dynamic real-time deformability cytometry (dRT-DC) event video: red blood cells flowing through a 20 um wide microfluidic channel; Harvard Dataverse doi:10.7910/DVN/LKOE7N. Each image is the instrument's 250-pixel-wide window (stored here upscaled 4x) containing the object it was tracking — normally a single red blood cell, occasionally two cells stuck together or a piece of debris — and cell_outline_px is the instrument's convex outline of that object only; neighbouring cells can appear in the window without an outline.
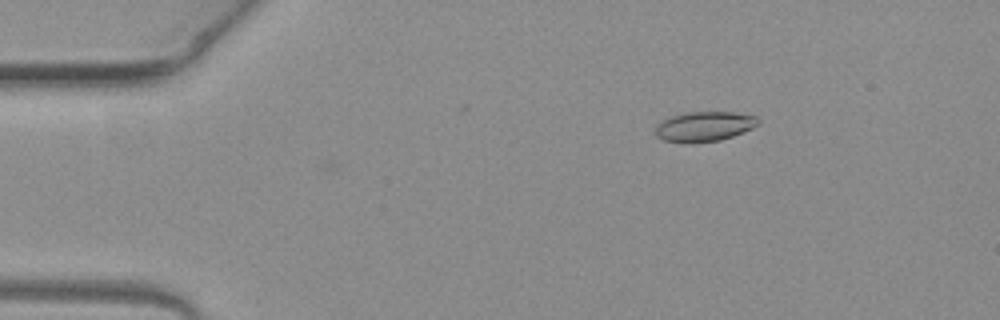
{"species": "common noctule bat (a hibernating species)", "species_latin": "Nyctalus noctula", "temperature_condition": "warm", "stored_images_in_passage": 3, "camera_frame_rate_fps": 3000, "um_per_image_px": 0.085, "animal": {"sex": "female", "body_mass_g": 19.3, "forearm_length_mm": 54.1}, "frame": {"image": 1, "passage_image": 1, "time_ms": 0.0, "image_size_px": [1000, 320], "cell_outline_px": [[760, 124], [752, 128], [732, 136], [720, 140], [692, 144], [684, 144], [664, 140], [656, 136], [656, 124], [672, 116], [688, 112], [732, 112], [756, 116], [760, 120]], "centroid_in_image_um": [59.86, 10.77], "position_along_channel_um": 25.1, "area_um2": 18.03}}